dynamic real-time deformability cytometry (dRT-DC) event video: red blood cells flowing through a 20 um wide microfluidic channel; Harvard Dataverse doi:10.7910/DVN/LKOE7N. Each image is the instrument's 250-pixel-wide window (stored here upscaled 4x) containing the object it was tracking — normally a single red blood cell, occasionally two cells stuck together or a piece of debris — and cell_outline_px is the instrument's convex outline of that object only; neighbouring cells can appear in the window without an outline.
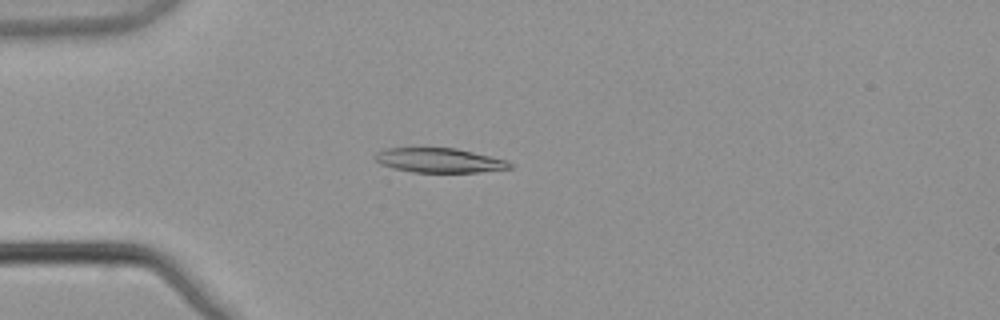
{"species": "common noctule bat (a hibernating species)", "species_latin": "Nyctalus noctula", "temperature_condition": "warm", "stored_images_in_passage": 2, "camera_frame_rate_fps": 3000, "um_per_image_px": 0.085, "animal": {"sex": "male", "body_mass_g": 21.5, "forearm_length_mm": 52.0}, "frame": {"image": 1, "passage_image": 2, "time_ms": 0.333, "image_size_px": [1000, 320], "cell_outline_px": [[512, 168], [476, 172], [412, 172], [392, 168], [380, 164], [372, 156], [376, 152], [388, 148], [456, 148], [508, 160], [512, 164]], "centroid_in_image_um": [37.32, 13.63], "position_along_channel_um": 47.7, "area_um2": 19.25}}